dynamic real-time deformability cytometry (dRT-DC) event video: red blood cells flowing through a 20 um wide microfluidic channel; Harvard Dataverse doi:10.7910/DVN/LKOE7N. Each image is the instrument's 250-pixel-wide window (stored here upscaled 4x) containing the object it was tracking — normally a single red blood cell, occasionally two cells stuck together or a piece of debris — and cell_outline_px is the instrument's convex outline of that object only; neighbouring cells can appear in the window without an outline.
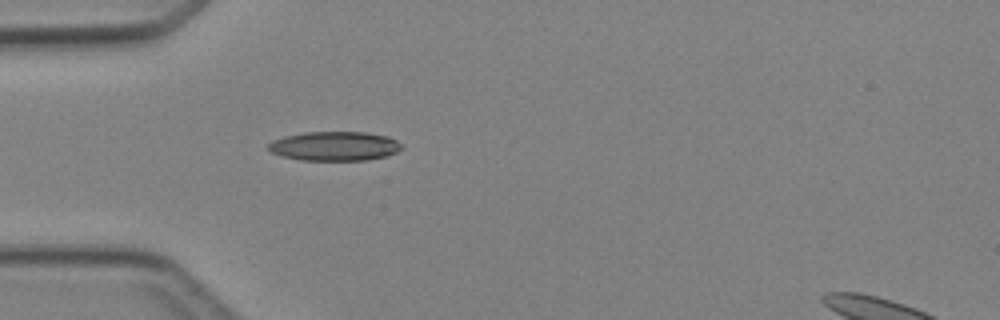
{"species": "Egyptian fruit bat (a non-hibernating species)", "species_latin": "Rousettus aegyptiacus", "temperature_condition": "cold", "stored_images_in_passage": 1, "camera_frame_rate_fps": 3000, "um_per_image_px": 0.085, "animal": {"sex": "female"}, "frame": {"image": 1, "passage_image": 1, "time_ms": 0.0, "image_size_px": [1000, 320], "cell_outline_px": [[404, 148], [388, 156], [368, 160], [300, 160], [280, 156], [272, 152], [268, 148], [268, 144], [272, 140], [284, 136], [304, 132], [364, 132], [388, 136], [396, 140]], "centroid_in_image_um": [28.44, 12.42], "position_along_channel_um": 56.6, "area_um2": 22.89}}